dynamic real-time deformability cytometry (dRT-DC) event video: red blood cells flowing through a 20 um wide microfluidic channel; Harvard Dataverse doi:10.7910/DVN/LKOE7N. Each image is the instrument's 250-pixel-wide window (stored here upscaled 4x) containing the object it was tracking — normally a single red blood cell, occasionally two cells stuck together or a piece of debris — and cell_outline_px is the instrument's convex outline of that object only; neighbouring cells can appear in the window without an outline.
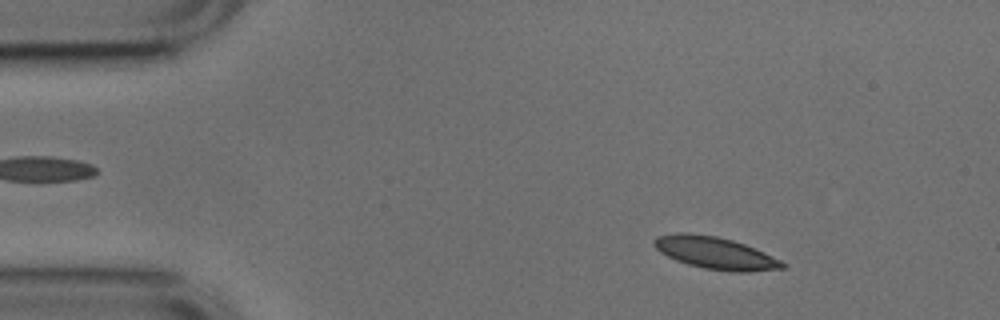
{"species": "common noctule bat (a hibernating species)", "species_latin": "Nyctalus noctula", "temperature_condition": "cold", "stored_images_in_passage": 51, "camera_frame_rate_fps": 3000, "um_per_image_px": 0.085, "animal": {"sex": "male", "body_mass_g": 17.9, "forearm_length_mm": 54.2}, "frame": {"image": 1, "passage_image": 6, "time_ms": 1.667, "image_size_px": [1000, 320], "cell_outline_px": [[788, 264], [784, 268], [748, 272], [732, 272], [704, 268], [688, 264], [676, 260], [660, 252], [652, 244], [652, 240], [656, 236], [676, 232], [688, 232], [716, 236], [732, 240], [744, 244], [764, 252]], "centroid_in_image_um": [60.77, 21.49], "position_along_channel_um": 24.2, "area_um2": 24.16}}
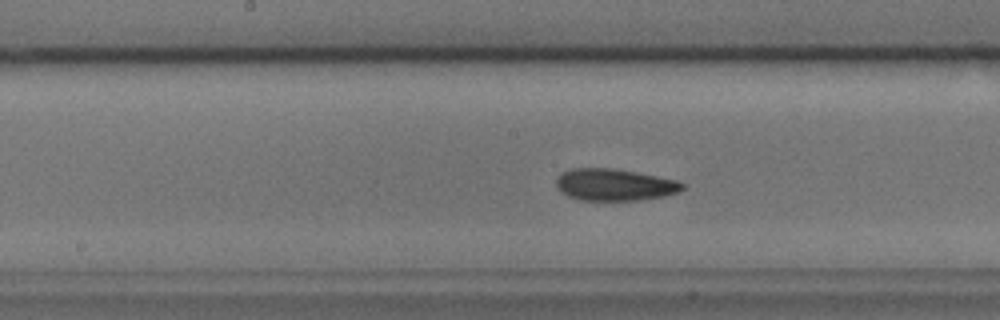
{"frame": {"image": 2, "passage_image": 25, "time_ms": 8.0, "image_size_px": [1000, 320], "cell_outline_px": [[684, 188], [680, 192], [664, 196], [640, 200], [580, 200], [568, 196], [560, 192], [556, 188], [556, 180], [564, 172], [572, 168], [612, 168], [636, 172], [676, 180], [684, 184]], "centroid_in_image_um": [52.23, 15.71], "position_along_channel_um": 196.0, "area_um2": 23.41}}
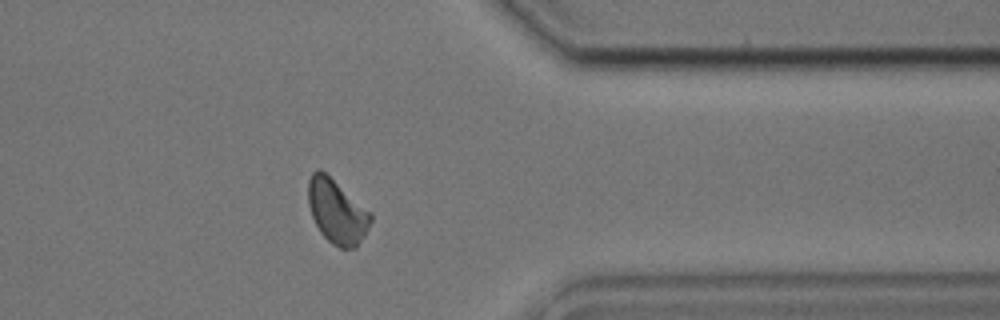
{"frame": {"image": 3, "passage_image": 41, "time_ms": 13.333, "image_size_px": [1000, 320], "cell_outline_px": [[372, 220], [364, 236], [356, 248], [340, 248], [332, 244], [320, 232], [312, 216], [308, 204], [308, 180], [312, 172], [320, 168], [372, 212]], "centroid_in_image_um": [28.64, 17.97], "position_along_channel_um": 382.8, "area_um2": 23.41}, "authors_computed_cell_mechanics": {"area_um2": 23.0622, "velocity_mm_per_s": 3.7396, "shape_relaxation_time_tau1_ms": 3.9913, "shape_relaxation_time_tau2_ms": 2.6666, "deformation_change_tau1": 0.0993, "deformation_change_tau2": 0.0697}}